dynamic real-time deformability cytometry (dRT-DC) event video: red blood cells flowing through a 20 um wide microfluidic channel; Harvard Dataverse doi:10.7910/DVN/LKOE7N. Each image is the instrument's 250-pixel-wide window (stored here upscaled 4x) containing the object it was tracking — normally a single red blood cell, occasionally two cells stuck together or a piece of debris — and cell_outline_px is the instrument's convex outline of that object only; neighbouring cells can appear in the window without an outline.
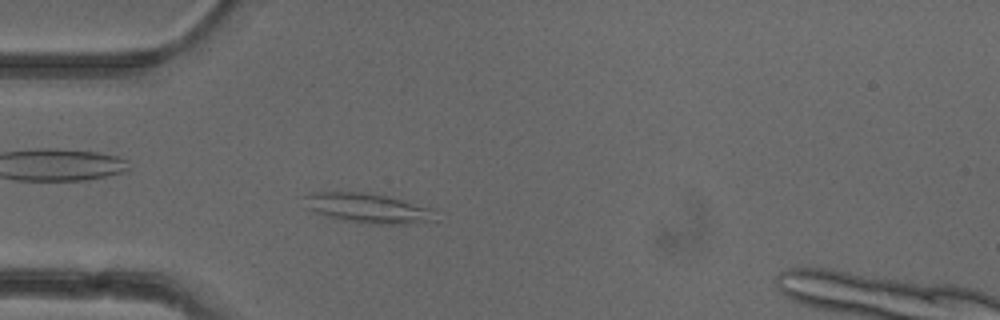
{"species": "common noctule bat (a hibernating species)", "species_latin": "Nyctalus noctula", "temperature_condition": "cold", "stored_images_in_passage": 51, "camera_frame_rate_fps": 3000, "um_per_image_px": 0.085, "animal": {"sex": "female"}, "frame": {"image": 1, "passage_image": 13, "time_ms": 4.0, "image_size_px": [1000, 320], "cell_outline_px": [[436, 220], [404, 224], [360, 224], [340, 220], [316, 212], [308, 208], [304, 196], [312, 192], [360, 192], [388, 196], [432, 208]], "centroid_in_image_um": [31.27, 17.7], "position_along_channel_um": 53.7, "area_um2": 22.6}}
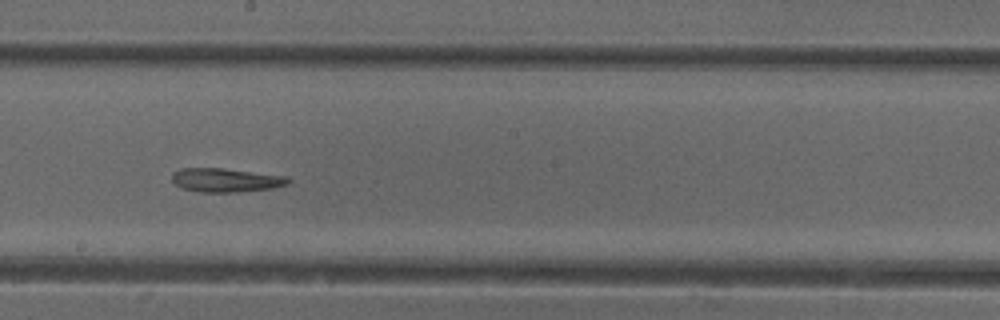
{"frame": {"image": 2, "passage_image": 27, "time_ms": 8.667, "image_size_px": [1000, 320], "cell_outline_px": [[292, 180], [288, 184], [272, 188], [236, 192], [200, 192], [180, 188], [172, 180], [172, 172], [180, 168], [224, 168], [288, 176]], "centroid_in_image_um": [19.2, 15.3], "position_along_channel_um": 229.0, "area_um2": 16.3}}
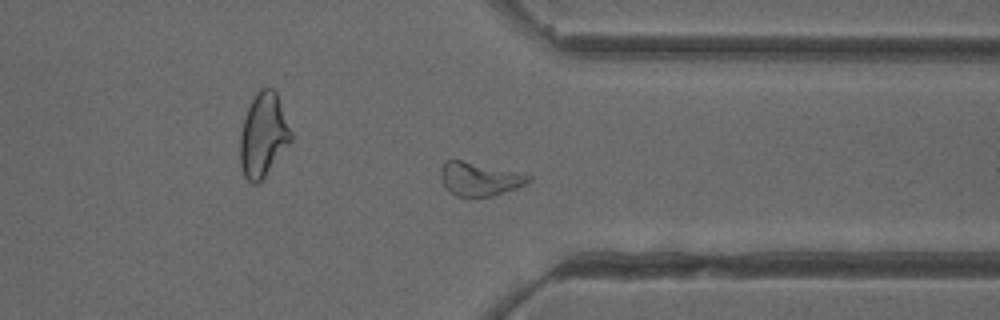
{"frame": {"image": 3, "passage_image": 38, "time_ms": 12.333, "image_size_px": [1000, 320], "cell_outline_px": [[532, 180], [516, 188], [492, 196], [468, 200], [464, 200], [448, 192], [444, 188], [440, 176], [440, 168], [448, 160], [460, 160], [528, 172], [532, 176]], "centroid_in_image_um": [40.78, 15.25], "position_along_channel_um": 370.6, "area_um2": 18.15}, "authors_computed_cell_mechanics": {"area_um2": 17.8602, "velocity_mm_per_s": 3.9126, "shape_relaxation_time_tau1_ms": null, "shape_relaxation_time_tau2_ms": 5.9699, "deformation_change_tau1": null, "deformation_change_tau2": 0.1686}}